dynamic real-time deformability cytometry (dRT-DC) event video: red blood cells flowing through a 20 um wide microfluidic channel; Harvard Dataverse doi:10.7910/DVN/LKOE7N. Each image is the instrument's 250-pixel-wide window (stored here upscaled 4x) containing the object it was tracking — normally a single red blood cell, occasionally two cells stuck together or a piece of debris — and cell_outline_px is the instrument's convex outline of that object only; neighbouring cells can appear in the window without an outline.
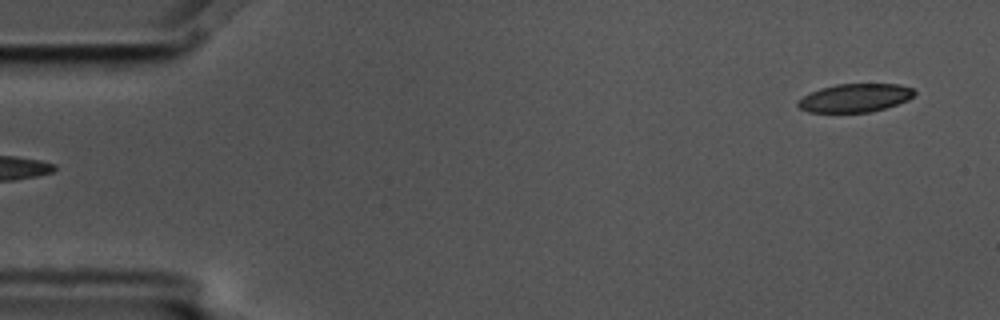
{"species": "common noctule bat (a hibernating species)", "species_latin": "Nyctalus noctula", "temperature_condition": "cold", "stored_images_in_passage": 4, "segment_of_instrument_passage": [2, 2], "camera_frame_rate_fps": 3000, "um_per_image_px": 0.085, "animal": {"sex": "male", "body_mass_g": 17.5, "forearm_length_mm": 52.3}, "frame": {"image": 1, "passage_image": 4, "time_ms": 1.0, "image_size_px": [1000, 320], "cell_outline_px": [[916, 92], [908, 100], [884, 108], [868, 112], [808, 112], [800, 108], [796, 104], [796, 100], [820, 88], [836, 84], [900, 84], [912, 88]], "centroid_in_image_um": [72.65, 8.31], "position_along_channel_um": 12.3, "area_um2": 19.13}}